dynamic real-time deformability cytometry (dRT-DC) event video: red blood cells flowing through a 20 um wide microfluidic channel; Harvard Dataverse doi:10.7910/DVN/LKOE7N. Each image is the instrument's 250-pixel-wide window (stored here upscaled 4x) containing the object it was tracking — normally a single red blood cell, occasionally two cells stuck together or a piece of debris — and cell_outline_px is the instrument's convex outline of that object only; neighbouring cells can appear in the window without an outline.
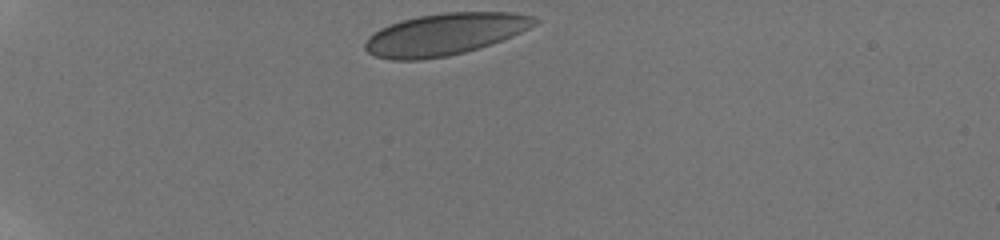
{"species": "human", "species_latin": "Homo sapiens", "temperature_condition": "room temperature", "stored_images_in_passage": 53, "camera_frame_rate_fps": 3000, "um_per_image_px": 0.085, "donor": {"sex": "male"}, "frame": {"image": 1, "passage_image": 1, "time_ms": 0.0, "image_size_px": [1000, 240], "cell_outline_px": [[540, 20], [536, 24], [520, 32], [500, 40], [464, 52], [448, 56], [420, 60], [392, 60], [376, 56], [368, 52], [364, 48], [364, 44], [368, 36], [380, 28], [400, 20], [420, 16], [444, 12], [512, 12], [532, 16]], "centroid_in_image_um": [37.76, 2.9], "position_along_channel_um": 47.2, "area_um2": 41.04}}
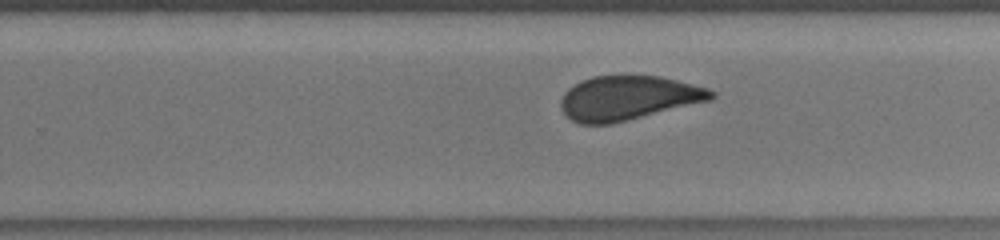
{"frame": {"image": 2, "passage_image": 35, "time_ms": 7.333, "image_size_px": [1000, 240], "cell_outline_px": [[716, 96], [708, 100], [612, 124], [580, 124], [572, 120], [560, 108], [560, 100], [564, 92], [568, 88], [580, 80], [592, 76], [660, 76], [708, 88], [716, 92]], "centroid_in_image_um": [53.34, 8.32], "position_along_channel_um": 276.5, "area_um2": 38.55}}
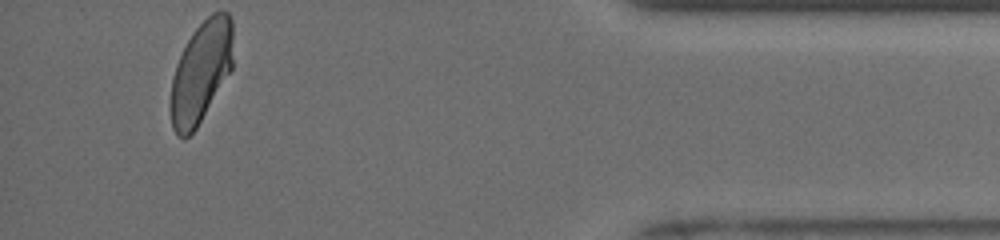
{"frame": {"image": 3, "passage_image": 52, "time_ms": 12.0, "image_size_px": [1000, 240], "cell_outline_px": [[232, 68], [196, 128], [188, 136], [176, 136], [172, 128], [168, 108], [168, 104], [172, 76], [176, 64], [192, 32], [212, 12], [228, 12], [232, 20]], "centroid_in_image_um": [17.04, 6.15], "position_along_channel_um": 418.2, "area_um2": 36.93}, "authors_computed_cell_mechanics": {"area_um2": 40.2288, "velocity_mm_per_s": 3.8929, "shape_relaxation_time_tau1_ms": 11.2356, "shape_relaxation_time_tau2_ms": null, "deformation_change_tau1": 0.1823, "deformation_change_tau2": null}}